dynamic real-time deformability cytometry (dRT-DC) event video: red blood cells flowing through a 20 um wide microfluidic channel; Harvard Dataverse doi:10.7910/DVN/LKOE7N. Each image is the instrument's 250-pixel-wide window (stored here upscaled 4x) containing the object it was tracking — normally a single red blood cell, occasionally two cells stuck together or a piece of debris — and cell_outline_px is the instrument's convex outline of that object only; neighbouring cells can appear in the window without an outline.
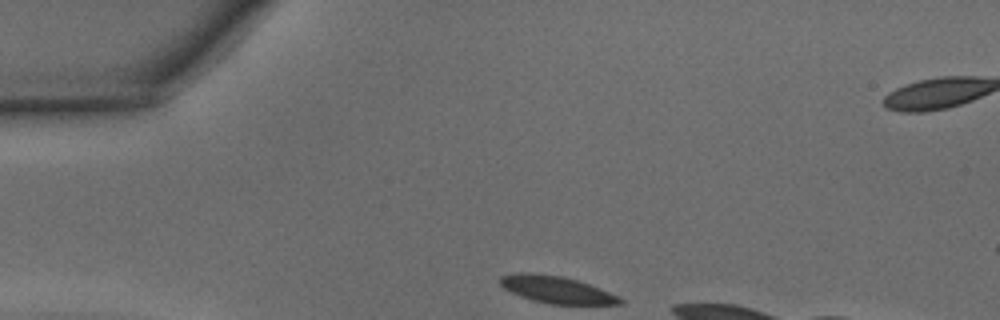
{"species": "common noctule bat (a hibernating species)", "species_latin": "Nyctalus noctula", "temperature_condition": "warm", "stored_images_in_passage": 4, "camera_frame_rate_fps": 3000, "um_per_image_px": 0.085, "animal": {"sex": "male", "body_mass_g": 15.6}, "frame": {"image": 1, "passage_image": 1, "time_ms": 0.0, "image_size_px": [1000, 320], "cell_outline_px": [[624, 304], [548, 304], [532, 300], [520, 296], [504, 288], [500, 284], [500, 276], [520, 272], [528, 272], [564, 276], [600, 288], [624, 300]], "centroid_in_image_um": [47.28, 24.61], "position_along_channel_um": 37.7, "area_um2": 18.79}}